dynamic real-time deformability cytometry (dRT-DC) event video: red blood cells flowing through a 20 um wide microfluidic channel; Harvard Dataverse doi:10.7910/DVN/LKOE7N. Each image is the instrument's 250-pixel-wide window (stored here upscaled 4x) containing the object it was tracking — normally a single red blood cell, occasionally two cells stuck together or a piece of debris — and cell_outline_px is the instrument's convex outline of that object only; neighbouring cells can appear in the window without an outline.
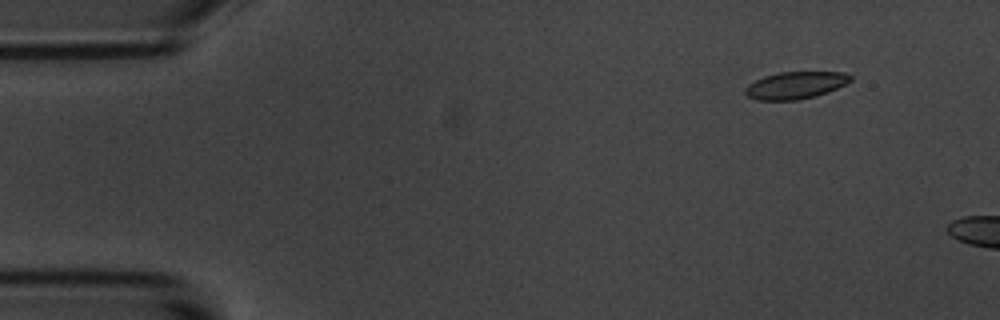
{"species": "common noctule bat (a hibernating species)", "species_latin": "Nyctalus noctula", "temperature_condition": "room temperature", "stored_images_in_passage": 3, "camera_frame_rate_fps": 3000, "um_per_image_px": 0.085, "animal": {"sex": "male", "body_mass_g": 20.1, "forearm_length_mm": 53.5}, "frame": {"image": 1, "passage_image": 1, "time_ms": 0.0, "image_size_px": [1000, 320], "cell_outline_px": [[852, 80], [828, 92], [816, 96], [800, 100], [756, 100], [748, 96], [744, 92], [744, 88], [748, 84], [764, 76], [780, 72], [844, 72], [852, 76]], "centroid_in_image_um": [67.6, 7.25], "position_along_channel_um": 17.4, "area_um2": 16.7}}